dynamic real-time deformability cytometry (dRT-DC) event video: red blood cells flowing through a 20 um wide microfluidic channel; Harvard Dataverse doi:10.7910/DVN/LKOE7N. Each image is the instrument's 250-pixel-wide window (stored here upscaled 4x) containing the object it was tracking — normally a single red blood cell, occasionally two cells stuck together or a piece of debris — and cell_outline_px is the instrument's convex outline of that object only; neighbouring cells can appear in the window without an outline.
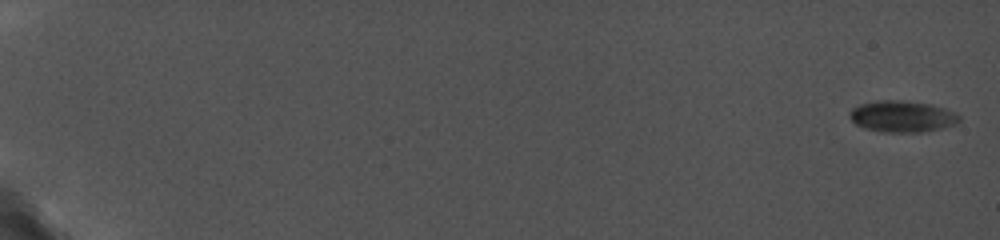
{"species": "common noctule bat (a hibernating species)", "species_latin": "Nyctalus noctula", "temperature_condition": "cold", "stored_images_in_passage": 37, "camera_frame_rate_fps": 5000, "um_per_image_px": 0.085, "animal": {"sex": "female", "body_mass_g": 19.0, "forearm_length_mm": 56.7}, "frame": {"image": 1, "passage_image": 1, "time_ms": 0.0, "image_size_px": [1000, 240], "cell_outline_px": [[960, 120], [956, 124], [940, 128], [920, 132], [884, 132], [864, 128], [856, 124], [852, 120], [848, 112], [852, 108], [860, 104], [880, 100], [900, 100], [928, 104], [944, 108], [960, 116]], "centroid_in_image_um": [76.65, 9.9], "position_along_channel_um": 8.3, "area_um2": 19.83}}
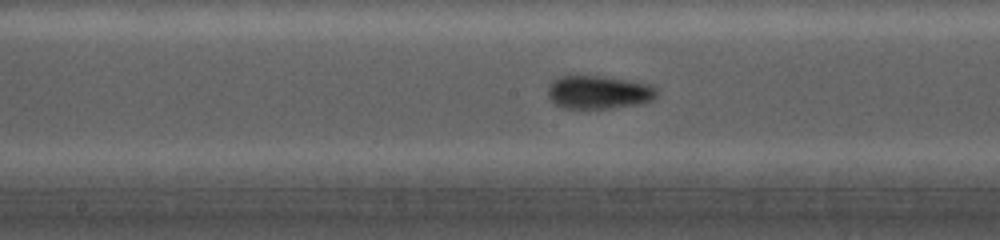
{"frame": {"image": 2, "passage_image": 23, "time_ms": 10.8, "image_size_px": [1000, 240], "cell_outline_px": [[656, 96], [652, 100], [644, 104], [612, 108], [560, 108], [548, 96], [548, 84], [556, 76], [604, 76], [652, 84], [656, 88]], "centroid_in_image_um": [50.89, 7.84], "position_along_channel_um": 197.3, "area_um2": 21.44}}
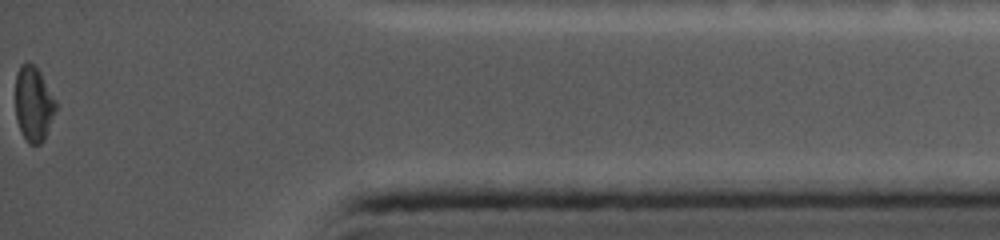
{"frame": {"image": 3, "passage_image": 37, "time_ms": 17.6, "image_size_px": [1000, 240], "cell_outline_px": [[56, 112], [44, 140], [40, 144], [28, 144], [20, 132], [16, 120], [16, 72], [20, 64], [24, 60], [32, 64], [40, 72], [56, 100]], "centroid_in_image_um": [2.84, 8.84], "position_along_channel_um": 432.4, "area_um2": 17.92}}